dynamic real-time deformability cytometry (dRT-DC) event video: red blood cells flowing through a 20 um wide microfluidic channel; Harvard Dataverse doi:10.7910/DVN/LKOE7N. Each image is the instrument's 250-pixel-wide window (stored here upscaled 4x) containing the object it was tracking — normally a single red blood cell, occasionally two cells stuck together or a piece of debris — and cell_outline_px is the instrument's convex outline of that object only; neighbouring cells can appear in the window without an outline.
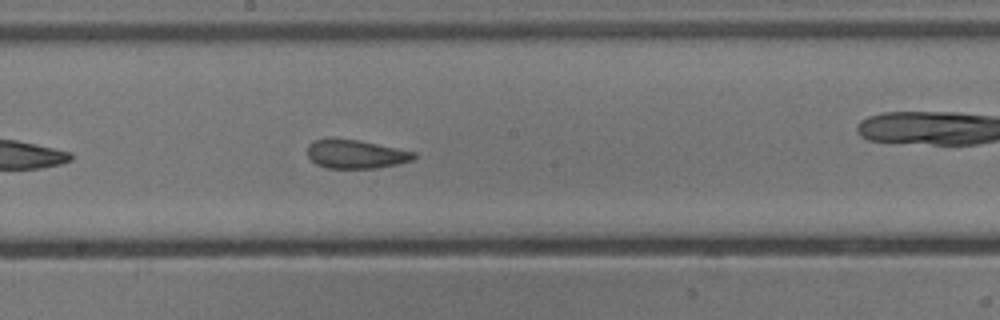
{"species": "common noctule bat (a hibernating species)", "species_latin": "Nyctalus noctula", "temperature_condition": "cold", "stored_images_in_passage": 34, "camera_frame_rate_fps": 3000, "um_per_image_px": 0.085, "animal": {"sex": "male", "body_mass_g": 13.3}, "frame": {"image": 1, "passage_image": 15, "time_ms": 4.667, "image_size_px": [1000, 320], "cell_outline_px": [[416, 156], [412, 160], [396, 164], [376, 168], [328, 168], [316, 164], [308, 156], [308, 144], [312, 140], [356, 140], [416, 152]], "centroid_in_image_um": [30.24, 13.12], "position_along_channel_um": 218.0, "area_um2": 17.28}, "authors_computed_cell_mechanics": {"area_um2": 18.5249, "velocity_mm_per_s": 3.8265, "shape_relaxation_time_tau1_ms": 10.9867, "shape_relaxation_time_tau2_ms": 1.7035, "deformation_change_tau1": 0.1812, "deformation_change_tau2": 0.099}}